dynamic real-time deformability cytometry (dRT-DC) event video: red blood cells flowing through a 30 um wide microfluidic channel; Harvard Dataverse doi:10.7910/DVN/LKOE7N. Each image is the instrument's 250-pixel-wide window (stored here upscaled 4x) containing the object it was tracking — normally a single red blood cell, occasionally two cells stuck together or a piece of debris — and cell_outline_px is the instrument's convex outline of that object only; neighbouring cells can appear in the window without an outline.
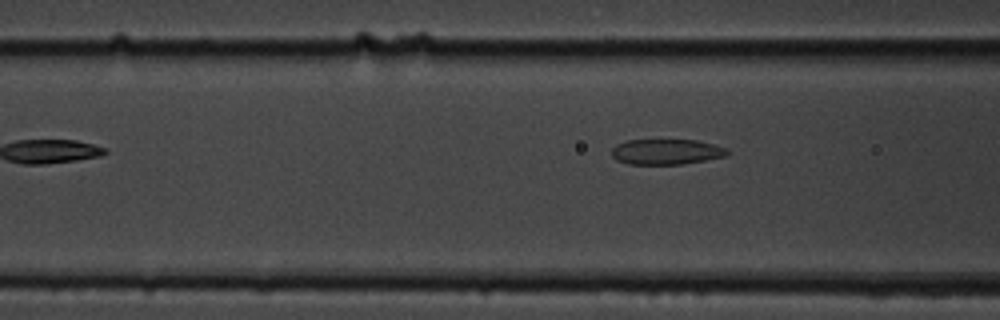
{"species": "common noctule bat (a hibernating species)", "species_latin": "Nyctalus noctula", "temperature_condition": "cold", "stored_images_in_passage": 4, "camera_frame_rate_fps": 3000, "um_per_image_px": 0.085, "animal": {"sex": "male", "body_mass_g": 19.5, "forearm_length_mm": 54.6}, "frame": {"image": 1, "passage_image": 4, "time_ms": 3.333, "image_size_px": [1000, 320], "cell_outline_px": [[728, 156], [684, 164], [628, 164], [616, 160], [612, 156], [612, 148], [616, 144], [624, 140], [696, 140], [728, 148]], "centroid_in_image_um": [56.63, 12.9], "position_along_channel_um": 110.0, "area_um2": 17.28}}